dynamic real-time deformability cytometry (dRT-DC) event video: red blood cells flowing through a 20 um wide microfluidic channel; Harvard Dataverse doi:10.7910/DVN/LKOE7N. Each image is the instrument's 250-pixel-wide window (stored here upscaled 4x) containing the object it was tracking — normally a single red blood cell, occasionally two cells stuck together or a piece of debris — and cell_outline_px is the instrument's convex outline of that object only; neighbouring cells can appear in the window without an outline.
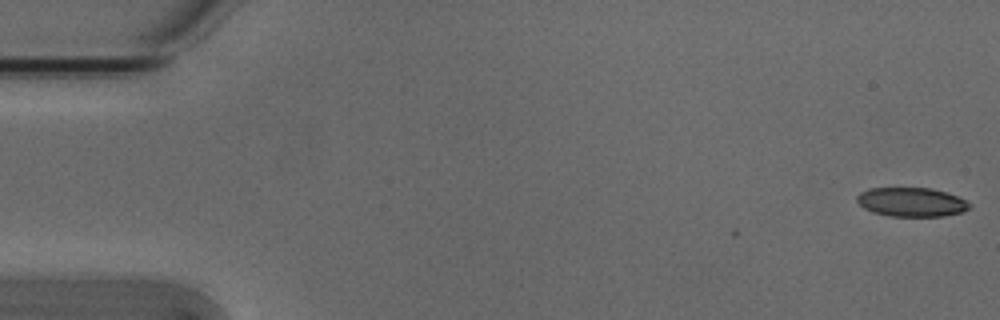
{"species": "Egyptian fruit bat (a non-hibernating species)", "species_latin": "Rousettus aegyptiacus", "temperature_condition": "cold", "stored_images_in_passage": 54, "camera_frame_rate_fps": 3000, "um_per_image_px": 0.085, "animal": {"sex": "male"}, "frame": {"image": 1, "passage_image": 1, "time_ms": 0.0, "image_size_px": [1000, 320], "cell_outline_px": [[972, 204], [968, 208], [960, 212], [944, 216], [892, 216], [872, 212], [864, 208], [856, 200], [856, 196], [860, 192], [868, 188], [932, 188], [948, 192]], "centroid_in_image_um": [77.45, 17.16], "position_along_channel_um": 7.6, "area_um2": 19.02}}
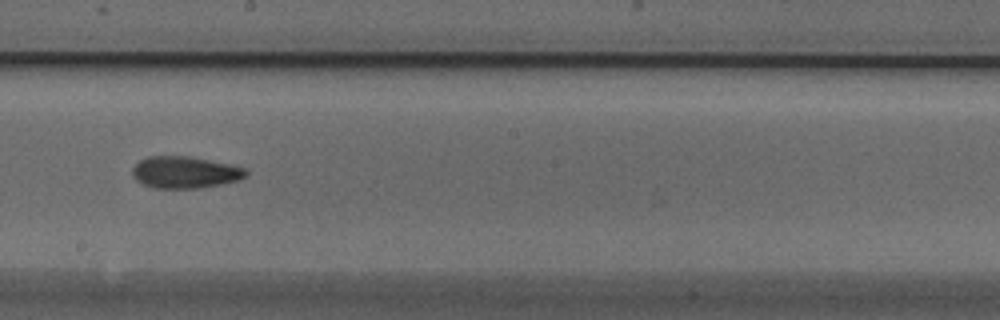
{"frame": {"image": 2, "passage_image": 30, "time_ms": 9.667, "image_size_px": [1000, 320], "cell_outline_px": [[248, 172], [240, 180], [200, 188], [152, 188], [136, 180], [132, 176], [132, 168], [140, 160], [148, 156], [188, 156], [228, 164], [244, 168]], "centroid_in_image_um": [15.68, 14.65], "position_along_channel_um": 232.5, "area_um2": 20.92}}
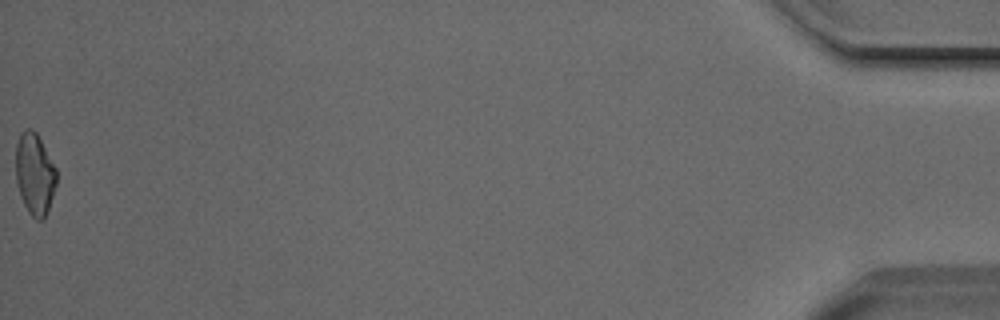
{"frame": {"image": 3, "passage_image": 54, "time_ms": 17.667, "image_size_px": [1000, 320], "cell_outline_px": [[56, 184], [48, 212], [44, 220], [36, 220], [28, 212], [20, 196], [16, 184], [16, 144], [20, 132], [24, 128], [32, 128], [36, 132], [56, 168]], "centroid_in_image_um": [2.94, 14.8], "position_along_channel_um": 432.3, "area_um2": 19.59}, "authors_computed_cell_mechanics": {"area_um2": 20.3456, "velocity_mm_per_s": 3.8198, "shape_relaxation_time_tau1_ms": null, "shape_relaxation_time_tau2_ms": 5.8666, "deformation_change_tau1": null, "deformation_change_tau2": 0.1229}}